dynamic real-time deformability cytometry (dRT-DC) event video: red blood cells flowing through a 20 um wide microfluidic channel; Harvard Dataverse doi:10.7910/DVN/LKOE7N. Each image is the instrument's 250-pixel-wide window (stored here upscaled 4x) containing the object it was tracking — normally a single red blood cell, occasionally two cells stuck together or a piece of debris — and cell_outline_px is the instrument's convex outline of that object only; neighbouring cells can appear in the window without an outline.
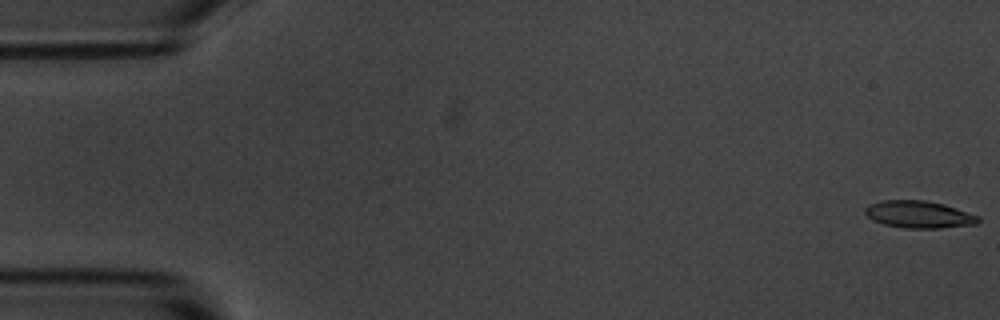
{"species": "common noctule bat (a hibernating species)", "species_latin": "Nyctalus noctula", "temperature_condition": "room temperature", "stored_images_in_passage": 56, "camera_frame_rate_fps": 3000, "um_per_image_px": 0.085, "animal": {"sex": "male", "body_mass_g": 20.1, "forearm_length_mm": 53.5}, "frame": {"image": 1, "passage_image": 1, "time_ms": 0.0, "image_size_px": [1000, 320], "cell_outline_px": [[980, 220], [976, 224], [940, 228], [904, 228], [884, 224], [868, 216], [864, 212], [864, 208], [868, 204], [880, 200], [924, 200], [944, 204], [980, 216]], "centroid_in_image_um": [78.11, 18.22], "position_along_channel_um": 6.9, "area_um2": 17.92}}
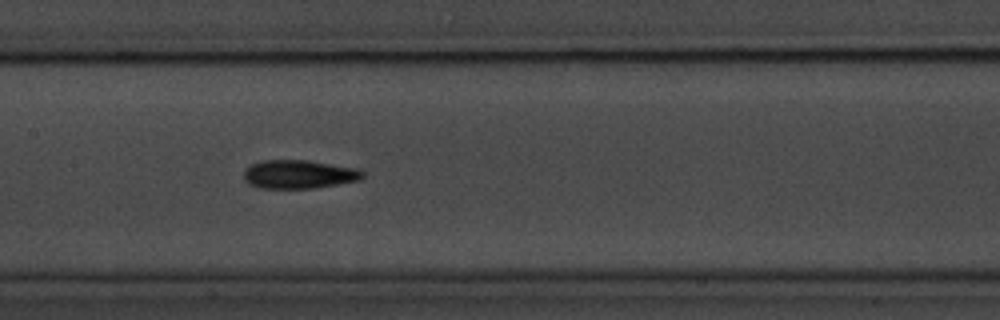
{"frame": {"image": 2, "passage_image": 27, "time_ms": 8.667, "image_size_px": [1000, 320], "cell_outline_px": [[364, 176], [360, 180], [316, 188], [260, 188], [248, 184], [244, 180], [244, 168], [248, 164], [260, 160], [308, 160], [360, 168], [364, 172]], "centroid_in_image_um": [25.39, 14.8], "position_along_channel_um": 182.0, "area_um2": 20.23}}
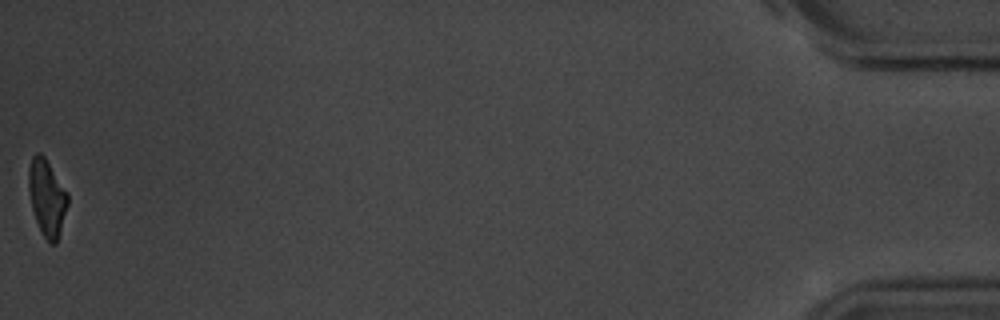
{"frame": {"image": 3, "passage_image": 56, "time_ms": 18.333, "image_size_px": [1000, 320], "cell_outline_px": [[68, 204], [60, 232], [56, 244], [48, 244], [36, 220], [32, 208], [28, 188], [28, 168], [32, 156], [36, 152], [40, 152], [44, 156], [68, 192]], "centroid_in_image_um": [3.99, 16.78], "position_along_channel_um": 431.2, "area_um2": 17.46}, "authors_computed_cell_mechanics": {"area_um2": 18.6116, "velocity_mm_per_s": 3.6067, "shape_relaxation_time_tau1_ms": 4.6481, "shape_relaxation_time_tau2_ms": 4.3593, "deformation_change_tau1": 0.154, "deformation_change_tau2": 0.1314}}